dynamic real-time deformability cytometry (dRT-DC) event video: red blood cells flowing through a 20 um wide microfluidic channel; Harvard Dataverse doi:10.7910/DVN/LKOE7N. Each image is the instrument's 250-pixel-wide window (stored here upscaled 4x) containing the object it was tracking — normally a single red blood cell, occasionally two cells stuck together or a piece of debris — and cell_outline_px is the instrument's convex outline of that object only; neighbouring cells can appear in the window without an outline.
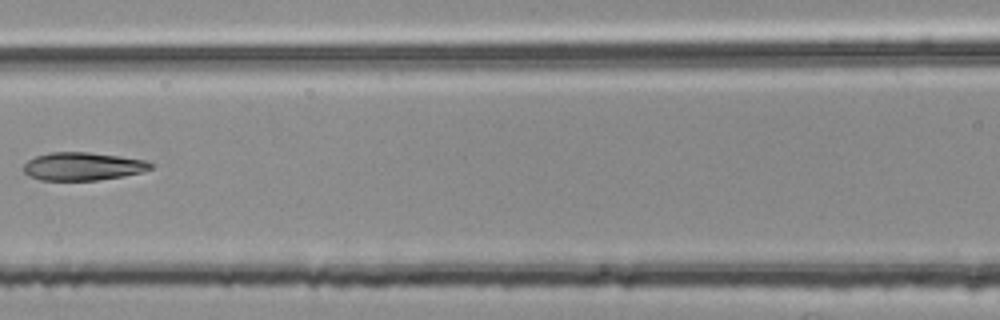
{"species": "common noctule bat (a hibernating species)", "species_latin": "Nyctalus noctula", "temperature_condition": "room temperature", "stored_images_in_passage": 7, "segment_of_instrument_passage": [2, 2], "camera_frame_rate_fps": 3000, "um_per_image_px": 0.085, "animal": {"sex": "female", "body_mass_g": 25.1}, "frame": {"image": 1, "passage_image": 7, "time_ms": 2.0, "image_size_px": [1000, 320], "cell_outline_px": [[152, 168], [140, 172], [124, 176], [96, 180], [40, 180], [24, 172], [24, 164], [28, 160], [36, 156], [52, 152], [88, 152], [120, 156], [144, 160], [152, 164]], "centroid_in_image_um": [7.03, 14.13], "position_along_channel_um": 159.6, "area_um2": 20.52}}